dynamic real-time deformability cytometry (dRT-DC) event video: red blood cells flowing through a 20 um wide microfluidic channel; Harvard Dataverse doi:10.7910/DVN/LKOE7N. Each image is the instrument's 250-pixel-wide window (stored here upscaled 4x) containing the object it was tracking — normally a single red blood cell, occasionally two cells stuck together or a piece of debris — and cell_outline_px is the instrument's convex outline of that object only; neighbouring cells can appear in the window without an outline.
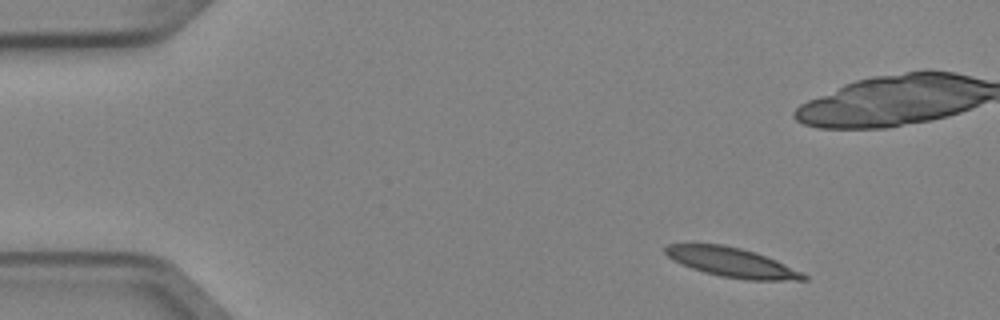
{"species": "Egyptian fruit bat (a non-hibernating species)", "species_latin": "Rousettus aegyptiacus", "temperature_condition": "cold", "stored_images_in_passage": 4, "camera_frame_rate_fps": 3000, "um_per_image_px": 0.085, "animal": {"sex": "female"}, "frame": {"image": 1, "passage_image": 1, "time_ms": 0.0, "image_size_px": [1000, 320], "cell_outline_px": [[808, 280], [748, 280], [720, 276], [704, 272], [692, 268], [668, 256], [664, 252], [664, 248], [668, 244], [720, 244], [740, 248], [756, 252], [776, 260], [808, 276]], "centroid_in_image_um": [62.22, 22.3], "position_along_channel_um": 22.8, "area_um2": 23.29}}